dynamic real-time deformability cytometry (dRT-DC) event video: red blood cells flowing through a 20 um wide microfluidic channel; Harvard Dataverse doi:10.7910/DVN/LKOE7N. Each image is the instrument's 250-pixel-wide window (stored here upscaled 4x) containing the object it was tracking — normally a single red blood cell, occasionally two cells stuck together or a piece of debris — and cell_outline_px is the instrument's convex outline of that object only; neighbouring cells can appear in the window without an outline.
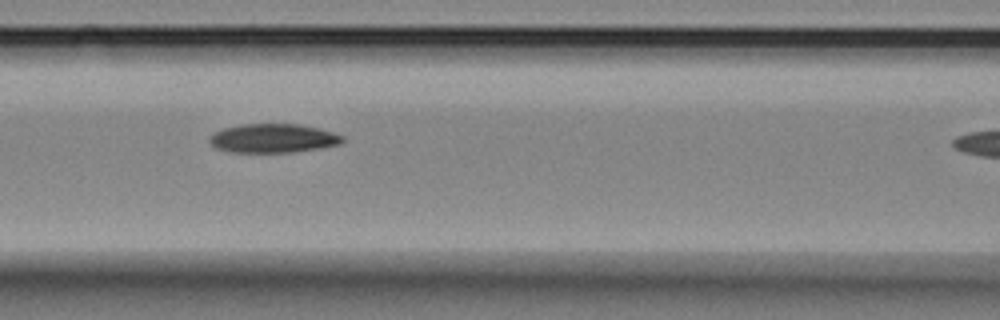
{"species": "Egyptian fruit bat (a non-hibernating species)", "species_latin": "Rousettus aegyptiacus", "temperature_condition": "room temperature", "stored_images_in_passage": 8, "camera_frame_rate_fps": 3000, "um_per_image_px": 0.085, "animal": {"sex": "female"}, "frame": {"image": 1, "passage_image": 4, "time_ms": 4.333, "image_size_px": [1000, 320], "cell_outline_px": [[344, 140], [340, 144], [320, 148], [292, 152], [232, 152], [216, 148], [208, 140], [216, 132], [224, 128], [240, 124], [300, 124], [320, 128], [344, 136]], "centroid_in_image_um": [23.25, 11.75], "position_along_channel_um": 143.3, "area_um2": 22.31}}
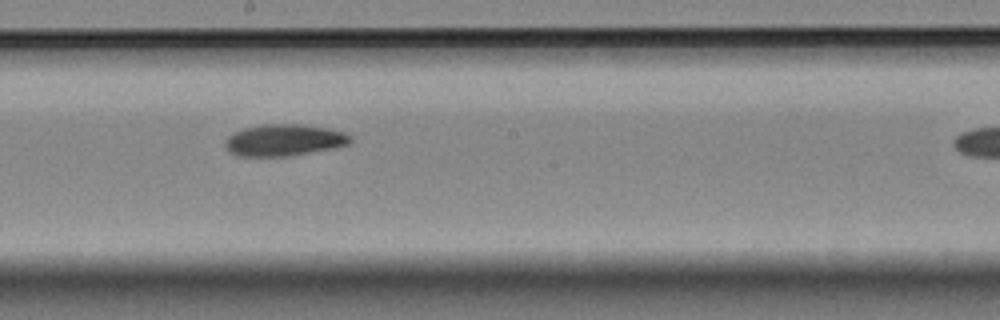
{"frame": {"image": 2, "passage_image": 6, "time_ms": 6.667, "image_size_px": [1000, 320], "cell_outline_px": [[352, 140], [348, 144], [332, 148], [288, 156], [240, 156], [228, 152], [224, 144], [224, 140], [232, 132], [244, 128], [260, 124], [304, 124], [328, 128], [344, 132], [352, 136]], "centroid_in_image_um": [24.11, 11.9], "position_along_channel_um": 224.1, "area_um2": 23.29}}
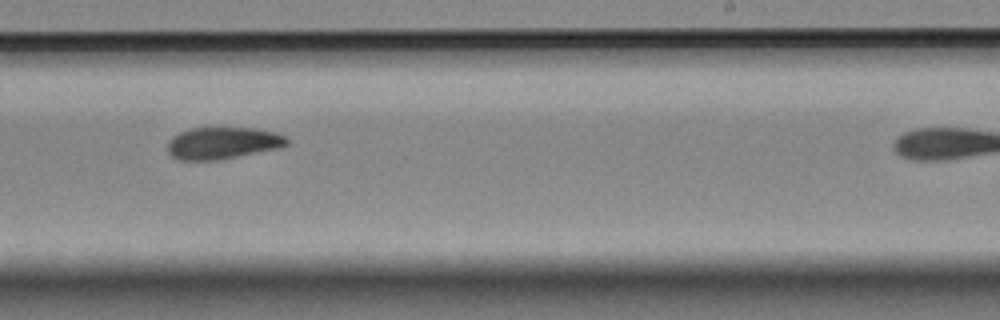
{"frame": {"image": 3, "passage_image": 7, "time_ms": 8.0, "image_size_px": [1000, 320], "cell_outline_px": [[288, 144], [280, 148], [220, 160], [176, 160], [168, 152], [168, 140], [172, 136], [180, 132], [192, 128], [256, 128], [276, 132], [284, 136], [288, 140]], "centroid_in_image_um": [18.92, 12.17], "position_along_channel_um": 270.1, "area_um2": 22.37}}